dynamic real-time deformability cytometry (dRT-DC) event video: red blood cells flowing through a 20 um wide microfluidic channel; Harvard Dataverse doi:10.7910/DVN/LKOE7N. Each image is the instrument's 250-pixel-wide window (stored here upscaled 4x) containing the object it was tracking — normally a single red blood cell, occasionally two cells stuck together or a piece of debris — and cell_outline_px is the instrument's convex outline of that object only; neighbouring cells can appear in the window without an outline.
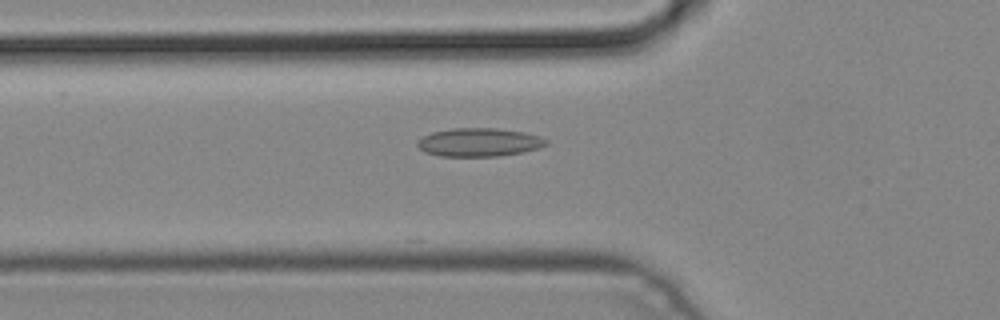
{"species": "common noctule bat (a hibernating species)", "species_latin": "Nyctalus noctula", "temperature_condition": "cold", "stored_images_in_passage": 4, "camera_frame_rate_fps": 3000, "um_per_image_px": 0.085, "animal": {"sex": "male", "body_mass_g": 19.2, "forearm_length_mm": 51.8}, "frame": {"image": 1, "passage_image": 4, "time_ms": 1.0, "image_size_px": [1000, 320], "cell_outline_px": [[548, 144], [540, 148], [500, 156], [440, 156], [424, 152], [416, 144], [424, 136], [432, 132], [452, 128], [496, 128], [524, 132], [540, 136], [548, 140]], "centroid_in_image_um": [40.75, 12.09], "position_along_channel_um": 85.1, "area_um2": 21.27}}